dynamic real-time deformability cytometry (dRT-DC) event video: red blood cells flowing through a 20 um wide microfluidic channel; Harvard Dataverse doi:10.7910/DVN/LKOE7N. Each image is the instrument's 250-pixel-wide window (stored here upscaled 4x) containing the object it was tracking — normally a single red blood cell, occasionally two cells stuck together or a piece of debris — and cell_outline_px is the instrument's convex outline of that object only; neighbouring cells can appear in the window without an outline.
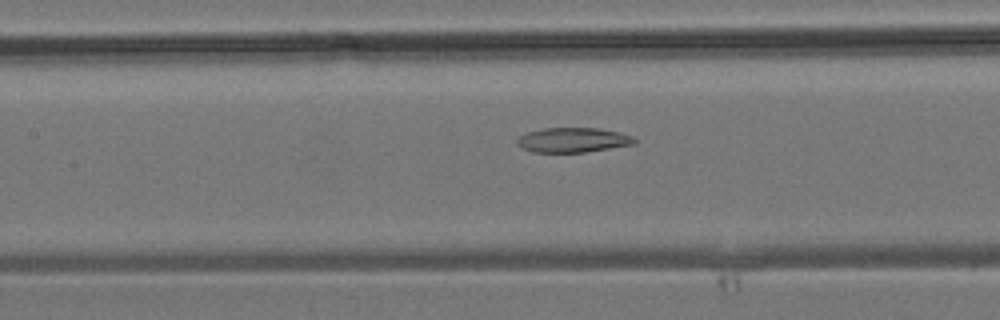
{"species": "common noctule bat (a hibernating species)", "species_latin": "Nyctalus noctula", "temperature_condition": "room temperature", "stored_images_in_passage": 42, "camera_frame_rate_fps": 3000, "um_per_image_px": 0.085, "animal": {"sex": "male", "body_mass_g": 19.2, "forearm_length_mm": 51.8}, "frame": {"image": 1, "passage_image": 19, "time_ms": 6.0, "image_size_px": [1000, 320], "cell_outline_px": [[636, 144], [584, 152], [532, 152], [516, 144], [516, 140], [520, 136], [528, 132], [544, 128], [600, 128], [620, 132], [632, 136], [636, 140]], "centroid_in_image_um": [48.72, 11.89], "position_along_channel_um": 158.7, "area_um2": 16.88}}
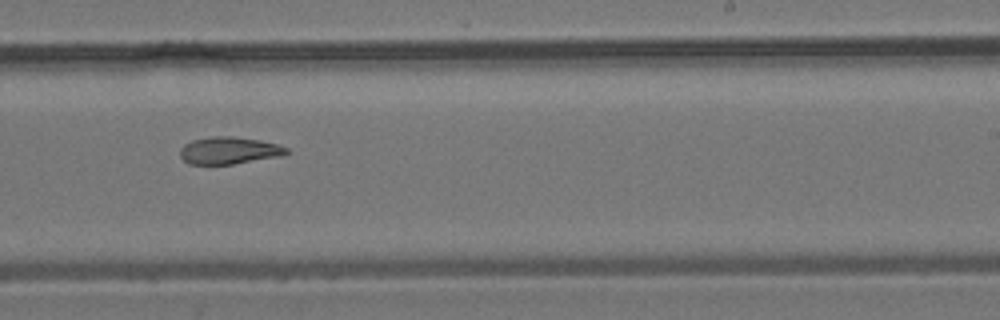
{"frame": {"image": 2, "passage_image": 26, "time_ms": 8.333, "image_size_px": [1000, 320], "cell_outline_px": [[288, 152], [280, 156], [232, 164], [188, 164], [180, 156], [180, 148], [184, 144], [192, 140], [212, 136], [236, 136], [260, 140], [276, 144], [288, 148]], "centroid_in_image_um": [19.44, 12.78], "position_along_channel_um": 269.6, "area_um2": 16.82}}
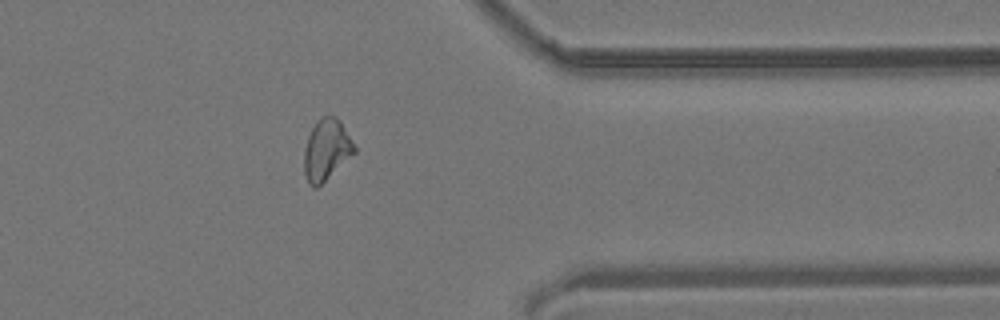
{"frame": {"image": 3, "passage_image": 34, "time_ms": 11.0, "image_size_px": [1000, 320], "cell_outline_px": [[356, 152], [316, 188], [312, 188], [308, 184], [304, 172], [304, 148], [308, 136], [312, 128], [324, 116], [336, 116], [340, 120], [356, 148]], "centroid_in_image_um": [27.74, 12.75], "position_along_channel_um": 383.7, "area_um2": 17.63}}